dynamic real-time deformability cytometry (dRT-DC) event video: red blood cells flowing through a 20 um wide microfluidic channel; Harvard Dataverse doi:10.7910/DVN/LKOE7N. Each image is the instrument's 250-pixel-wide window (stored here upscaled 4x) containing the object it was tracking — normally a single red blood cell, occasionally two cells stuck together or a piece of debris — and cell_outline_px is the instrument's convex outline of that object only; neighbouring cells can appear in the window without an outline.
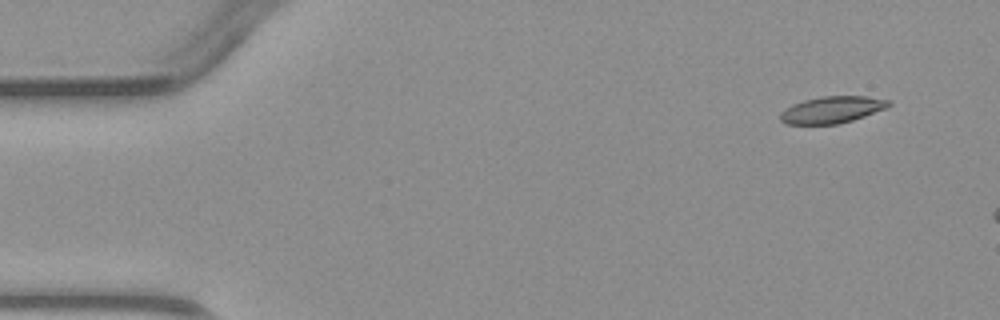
{"species": "common noctule bat (a hibernating species)", "species_latin": "Nyctalus noctula", "temperature_condition": "warm", "stored_images_in_passage": 3, "camera_frame_rate_fps": 3000, "um_per_image_px": 0.085, "animal": {"sex": "male", "body_mass_g": 23.1, "forearm_length_mm": 52.7}, "frame": {"image": 1, "passage_image": 1, "time_ms": 0.0, "image_size_px": [1000, 320], "cell_outline_px": [[892, 104], [888, 108], [852, 120], [836, 124], [784, 124], [780, 120], [780, 112], [792, 104], [804, 100], [820, 96], [868, 96], [892, 100]], "centroid_in_image_um": [70.75, 9.32], "position_along_channel_um": 14.3, "area_um2": 17.11}}